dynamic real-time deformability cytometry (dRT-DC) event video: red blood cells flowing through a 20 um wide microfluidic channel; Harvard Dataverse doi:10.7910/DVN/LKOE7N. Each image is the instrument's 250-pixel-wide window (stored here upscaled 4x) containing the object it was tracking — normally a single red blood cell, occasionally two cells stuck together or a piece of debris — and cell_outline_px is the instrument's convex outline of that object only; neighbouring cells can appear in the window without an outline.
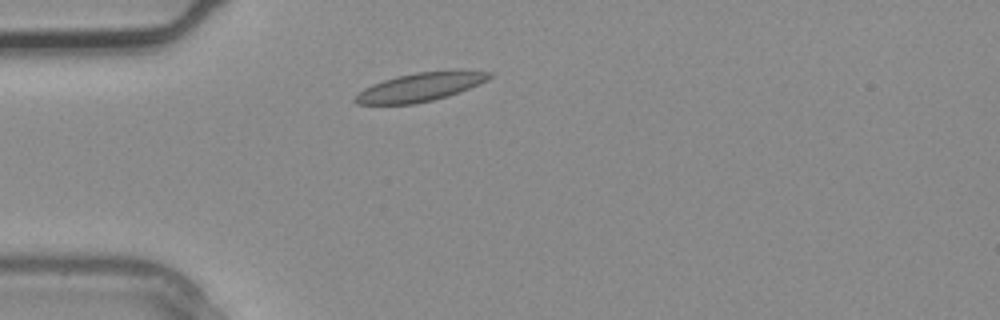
{"species": "common noctule bat (a hibernating species)", "species_latin": "Nyctalus noctula", "temperature_condition": "warm", "stored_images_in_passage": 1, "camera_frame_rate_fps": 3000, "um_per_image_px": 0.085, "animal": {"sex": "male", "body_mass_g": 20.4}, "frame": {"image": 1, "passage_image": 1, "time_ms": 0.0, "image_size_px": [1000, 320], "cell_outline_px": [[496, 72], [488, 80], [480, 84], [460, 92], [448, 96], [432, 100], [412, 104], [356, 104], [352, 100], [364, 88], [372, 84], [396, 76], [416, 72]], "centroid_in_image_um": [35.68, 7.42], "position_along_channel_um": 49.3, "area_um2": 21.79}}